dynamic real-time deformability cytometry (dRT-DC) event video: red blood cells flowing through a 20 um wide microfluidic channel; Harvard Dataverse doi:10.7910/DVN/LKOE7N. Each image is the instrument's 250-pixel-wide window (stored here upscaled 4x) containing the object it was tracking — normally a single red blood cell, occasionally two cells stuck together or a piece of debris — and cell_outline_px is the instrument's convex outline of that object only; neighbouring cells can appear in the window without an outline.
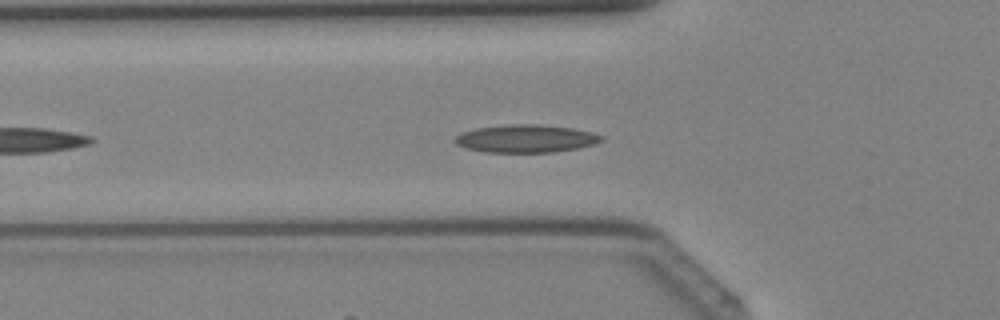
{"species": "Egyptian fruit bat (a non-hibernating species)", "species_latin": "Rousettus aegyptiacus", "temperature_condition": "cold", "stored_images_in_passage": 10, "camera_frame_rate_fps": 3000, "um_per_image_px": 0.085, "animal": {"sex": "female"}, "frame": {"image": 1, "passage_image": 2, "time_ms": 0.333, "image_size_px": [1000, 320], "cell_outline_px": [[604, 140], [592, 144], [576, 148], [552, 152], [484, 152], [468, 148], [456, 144], [452, 140], [460, 132], [476, 128], [508, 124], [536, 124], [572, 128], [592, 132], [604, 136]], "centroid_in_image_um": [44.67, 11.77], "position_along_channel_um": 81.1, "area_um2": 23.7}}
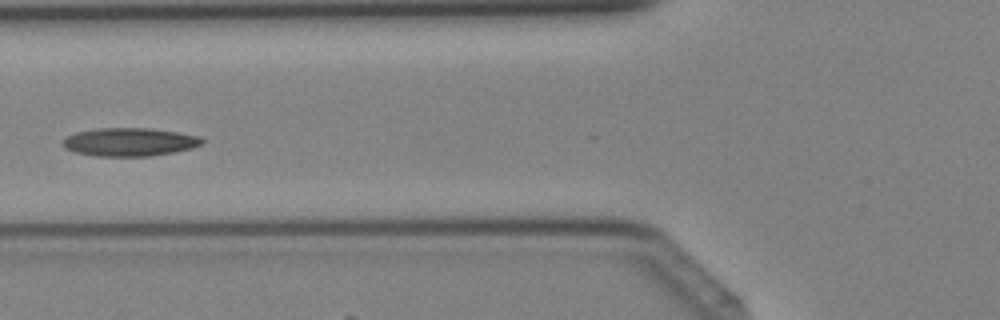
{"frame": {"image": 2, "passage_image": 4, "time_ms": 1.0, "image_size_px": [1000, 320], "cell_outline_px": [[204, 140], [200, 144], [192, 148], [152, 156], [96, 156], [76, 152], [64, 148], [64, 140], [68, 136], [76, 132], [96, 128], [152, 128], [200, 136]], "centroid_in_image_um": [11.02, 12.06], "position_along_channel_um": 114.8, "area_um2": 22.77}}
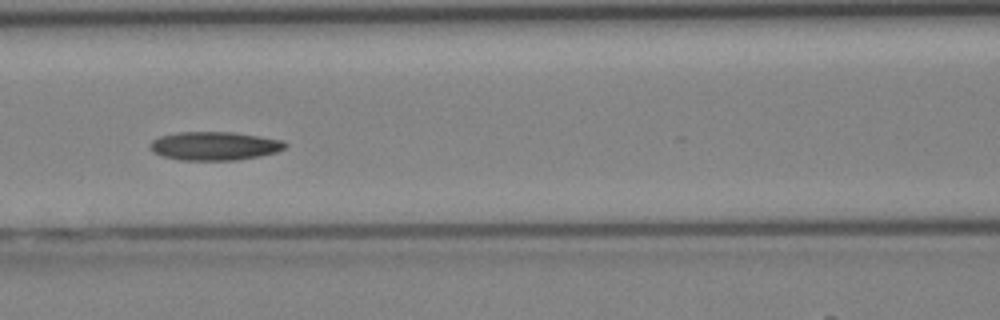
{"frame": {"image": 3, "passage_image": 6, "time_ms": 1.667, "image_size_px": [1000, 320], "cell_outline_px": [[288, 144], [284, 148], [276, 152], [260, 156], [236, 160], [180, 160], [160, 156], [152, 152], [148, 148], [148, 144], [152, 140], [160, 136], [176, 132], [232, 132], [260, 136], [284, 140]], "centroid_in_image_um": [18.19, 12.4], "position_along_channel_um": 148.4, "area_um2": 22.77}}